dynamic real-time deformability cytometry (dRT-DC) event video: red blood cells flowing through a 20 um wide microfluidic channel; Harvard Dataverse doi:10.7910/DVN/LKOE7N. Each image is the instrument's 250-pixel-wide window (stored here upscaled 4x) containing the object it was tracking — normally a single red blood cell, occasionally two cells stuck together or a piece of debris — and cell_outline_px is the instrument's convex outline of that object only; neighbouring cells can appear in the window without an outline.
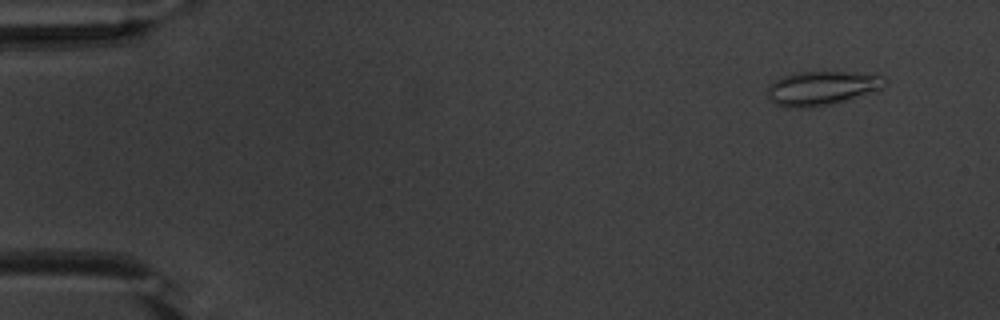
{"species": "common noctule bat (a hibernating species)", "species_latin": "Nyctalus noctula", "temperature_condition": "warm", "stored_images_in_passage": 50, "camera_frame_rate_fps": 3000, "um_per_image_px": 0.085, "animal": {"sex": "male", "body_mass_g": 20.1, "forearm_length_mm": 53.5}, "frame": {"image": 1, "passage_image": 1, "time_ms": 0.0, "image_size_px": [1000, 320], "cell_outline_px": [[888, 84], [884, 88], [876, 92], [828, 104], [804, 108], [788, 108], [776, 104], [768, 96], [768, 88], [780, 76], [796, 72], [852, 72], [884, 76], [888, 80]], "centroid_in_image_um": [69.92, 7.48], "position_along_channel_um": 15.1, "area_um2": 23.35}}
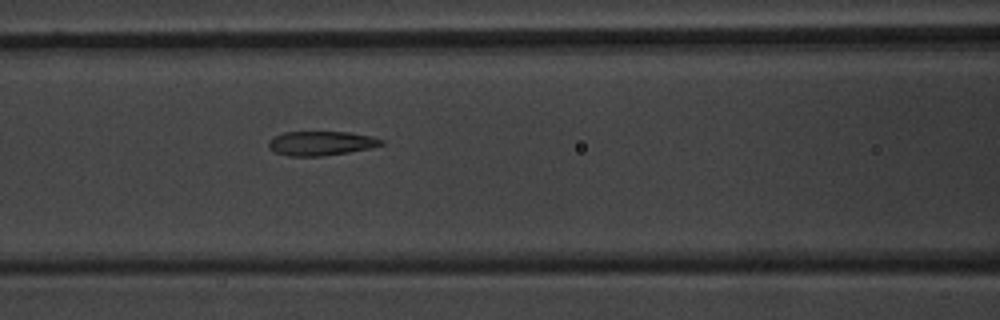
{"frame": {"image": 2, "passage_image": 20, "time_ms": 6.333, "image_size_px": [1000, 320], "cell_outline_px": [[384, 144], [372, 148], [348, 152], [320, 156], [288, 156], [276, 152], [268, 148], [268, 144], [276, 136], [284, 132], [352, 132], [372, 136], [384, 140]], "centroid_in_image_um": [27.34, 12.18], "position_along_channel_um": 139.3, "area_um2": 15.9}}
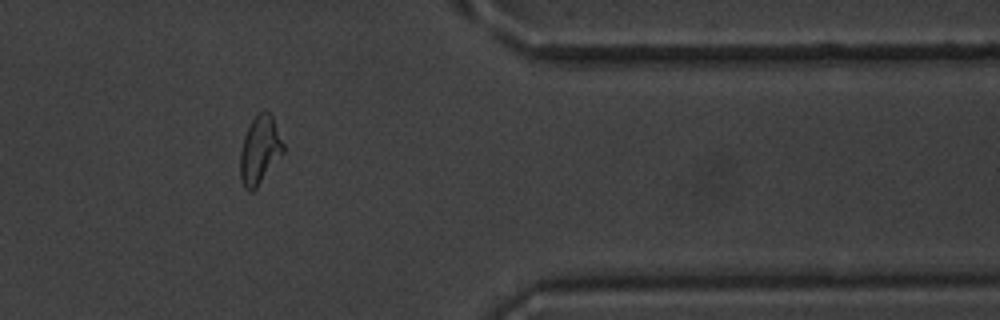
{"frame": {"image": 3, "passage_image": 41, "time_ms": 13.333, "image_size_px": [1000, 320], "cell_outline_px": [[284, 152], [256, 188], [252, 192], [248, 192], [244, 188], [240, 180], [240, 152], [244, 136], [252, 120], [264, 108], [272, 116], [284, 144]], "centroid_in_image_um": [22.07, 12.78], "position_along_channel_um": 389.3, "area_um2": 17.05}, "authors_computed_cell_mechanics": {"area_um2": 17.1088, "velocity_mm_per_s": 3.8079, "shape_relaxation_time_tau1_ms": null, "shape_relaxation_time_tau2_ms": 1.1361, "deformation_change_tau1": null, "deformation_change_tau2": 0.0763}}